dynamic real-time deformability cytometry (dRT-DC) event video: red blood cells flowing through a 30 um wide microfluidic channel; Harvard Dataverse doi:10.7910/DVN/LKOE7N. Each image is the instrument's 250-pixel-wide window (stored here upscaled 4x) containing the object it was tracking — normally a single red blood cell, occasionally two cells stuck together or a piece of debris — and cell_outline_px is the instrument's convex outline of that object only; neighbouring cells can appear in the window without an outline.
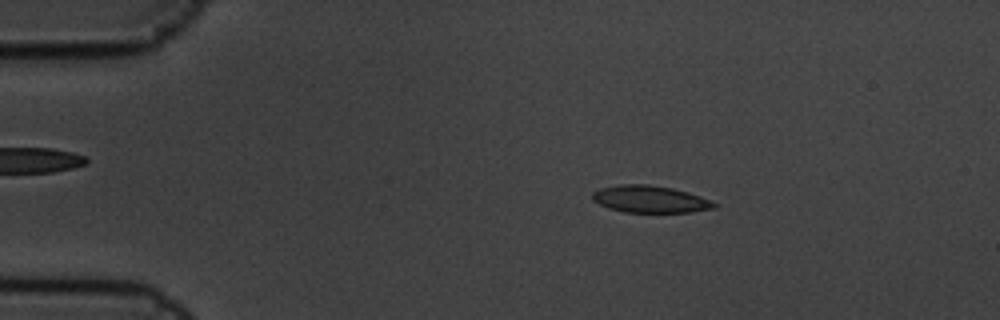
{"species": "common noctule bat (a hibernating species)", "species_latin": "Nyctalus noctula", "temperature_condition": "cold", "stored_images_in_passage": 6, "camera_frame_rate_fps": 3000, "um_per_image_px": 0.085, "animal": {"sex": "male", "body_mass_g": 19.5, "forearm_length_mm": 54.6}, "frame": {"image": 1, "passage_image": 4, "time_ms": 1.0, "image_size_px": [1000, 320], "cell_outline_px": [[720, 204], [716, 208], [692, 212], [624, 212], [608, 208], [592, 200], [592, 192], [600, 188], [620, 184], [648, 184], [672, 188], [688, 192], [712, 200]], "centroid_in_image_um": [55.29, 16.93], "position_along_channel_um": 29.7, "area_um2": 19.42}}